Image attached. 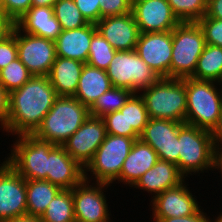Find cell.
<instances>
[{
    "mask_svg": "<svg viewBox=\"0 0 222 222\" xmlns=\"http://www.w3.org/2000/svg\"><path fill=\"white\" fill-rule=\"evenodd\" d=\"M185 178L176 164L159 159L133 186L151 194L153 192L152 198L154 199L165 190L182 183Z\"/></svg>",
    "mask_w": 222,
    "mask_h": 222,
    "instance_id": "obj_21",
    "label": "cell"
},
{
    "mask_svg": "<svg viewBox=\"0 0 222 222\" xmlns=\"http://www.w3.org/2000/svg\"><path fill=\"white\" fill-rule=\"evenodd\" d=\"M32 76L26 66L16 58L0 70V83L10 93L22 87Z\"/></svg>",
    "mask_w": 222,
    "mask_h": 222,
    "instance_id": "obj_34",
    "label": "cell"
},
{
    "mask_svg": "<svg viewBox=\"0 0 222 222\" xmlns=\"http://www.w3.org/2000/svg\"><path fill=\"white\" fill-rule=\"evenodd\" d=\"M218 153L222 156V148L218 151Z\"/></svg>",
    "mask_w": 222,
    "mask_h": 222,
    "instance_id": "obj_51",
    "label": "cell"
},
{
    "mask_svg": "<svg viewBox=\"0 0 222 222\" xmlns=\"http://www.w3.org/2000/svg\"><path fill=\"white\" fill-rule=\"evenodd\" d=\"M183 124L174 120L149 118L140 139L156 151L159 159L172 162L179 168L178 133Z\"/></svg>",
    "mask_w": 222,
    "mask_h": 222,
    "instance_id": "obj_14",
    "label": "cell"
},
{
    "mask_svg": "<svg viewBox=\"0 0 222 222\" xmlns=\"http://www.w3.org/2000/svg\"><path fill=\"white\" fill-rule=\"evenodd\" d=\"M0 165V222H3L27 214L26 179L6 160Z\"/></svg>",
    "mask_w": 222,
    "mask_h": 222,
    "instance_id": "obj_13",
    "label": "cell"
},
{
    "mask_svg": "<svg viewBox=\"0 0 222 222\" xmlns=\"http://www.w3.org/2000/svg\"><path fill=\"white\" fill-rule=\"evenodd\" d=\"M83 180L72 189L74 216L76 222H107L110 219L108 203L104 192L106 183H91Z\"/></svg>",
    "mask_w": 222,
    "mask_h": 222,
    "instance_id": "obj_11",
    "label": "cell"
},
{
    "mask_svg": "<svg viewBox=\"0 0 222 222\" xmlns=\"http://www.w3.org/2000/svg\"><path fill=\"white\" fill-rule=\"evenodd\" d=\"M3 222H42V220H41L40 216L26 214L21 217L7 219Z\"/></svg>",
    "mask_w": 222,
    "mask_h": 222,
    "instance_id": "obj_46",
    "label": "cell"
},
{
    "mask_svg": "<svg viewBox=\"0 0 222 222\" xmlns=\"http://www.w3.org/2000/svg\"><path fill=\"white\" fill-rule=\"evenodd\" d=\"M202 209H198L194 214L184 217L154 218L155 222H212Z\"/></svg>",
    "mask_w": 222,
    "mask_h": 222,
    "instance_id": "obj_41",
    "label": "cell"
},
{
    "mask_svg": "<svg viewBox=\"0 0 222 222\" xmlns=\"http://www.w3.org/2000/svg\"><path fill=\"white\" fill-rule=\"evenodd\" d=\"M159 160L156 151L141 139L135 140L131 151L124 160L120 176L117 179L130 187Z\"/></svg>",
    "mask_w": 222,
    "mask_h": 222,
    "instance_id": "obj_22",
    "label": "cell"
},
{
    "mask_svg": "<svg viewBox=\"0 0 222 222\" xmlns=\"http://www.w3.org/2000/svg\"><path fill=\"white\" fill-rule=\"evenodd\" d=\"M9 97L10 93L0 83V125L2 129L7 126L9 117Z\"/></svg>",
    "mask_w": 222,
    "mask_h": 222,
    "instance_id": "obj_42",
    "label": "cell"
},
{
    "mask_svg": "<svg viewBox=\"0 0 222 222\" xmlns=\"http://www.w3.org/2000/svg\"><path fill=\"white\" fill-rule=\"evenodd\" d=\"M197 23L203 30L206 44L222 47V19L204 16Z\"/></svg>",
    "mask_w": 222,
    "mask_h": 222,
    "instance_id": "obj_36",
    "label": "cell"
},
{
    "mask_svg": "<svg viewBox=\"0 0 222 222\" xmlns=\"http://www.w3.org/2000/svg\"><path fill=\"white\" fill-rule=\"evenodd\" d=\"M17 57L33 76H47L57 57L55 41L17 27Z\"/></svg>",
    "mask_w": 222,
    "mask_h": 222,
    "instance_id": "obj_10",
    "label": "cell"
},
{
    "mask_svg": "<svg viewBox=\"0 0 222 222\" xmlns=\"http://www.w3.org/2000/svg\"><path fill=\"white\" fill-rule=\"evenodd\" d=\"M101 19L132 12L129 0H100Z\"/></svg>",
    "mask_w": 222,
    "mask_h": 222,
    "instance_id": "obj_39",
    "label": "cell"
},
{
    "mask_svg": "<svg viewBox=\"0 0 222 222\" xmlns=\"http://www.w3.org/2000/svg\"><path fill=\"white\" fill-rule=\"evenodd\" d=\"M31 7L32 0H3L0 10L16 23Z\"/></svg>",
    "mask_w": 222,
    "mask_h": 222,
    "instance_id": "obj_38",
    "label": "cell"
},
{
    "mask_svg": "<svg viewBox=\"0 0 222 222\" xmlns=\"http://www.w3.org/2000/svg\"><path fill=\"white\" fill-rule=\"evenodd\" d=\"M205 46L204 33L197 22H180L172 30L170 78L190 77Z\"/></svg>",
    "mask_w": 222,
    "mask_h": 222,
    "instance_id": "obj_6",
    "label": "cell"
},
{
    "mask_svg": "<svg viewBox=\"0 0 222 222\" xmlns=\"http://www.w3.org/2000/svg\"><path fill=\"white\" fill-rule=\"evenodd\" d=\"M84 179V168L65 151L62 145H55L48 152L47 181L62 190H72Z\"/></svg>",
    "mask_w": 222,
    "mask_h": 222,
    "instance_id": "obj_19",
    "label": "cell"
},
{
    "mask_svg": "<svg viewBox=\"0 0 222 222\" xmlns=\"http://www.w3.org/2000/svg\"><path fill=\"white\" fill-rule=\"evenodd\" d=\"M61 190L46 180H26L27 214L41 216Z\"/></svg>",
    "mask_w": 222,
    "mask_h": 222,
    "instance_id": "obj_26",
    "label": "cell"
},
{
    "mask_svg": "<svg viewBox=\"0 0 222 222\" xmlns=\"http://www.w3.org/2000/svg\"><path fill=\"white\" fill-rule=\"evenodd\" d=\"M40 218L42 222H76L72 190H61Z\"/></svg>",
    "mask_w": 222,
    "mask_h": 222,
    "instance_id": "obj_28",
    "label": "cell"
},
{
    "mask_svg": "<svg viewBox=\"0 0 222 222\" xmlns=\"http://www.w3.org/2000/svg\"><path fill=\"white\" fill-rule=\"evenodd\" d=\"M116 51L117 50H115L97 30L92 36L88 61L86 63L93 67L106 70L114 58Z\"/></svg>",
    "mask_w": 222,
    "mask_h": 222,
    "instance_id": "obj_31",
    "label": "cell"
},
{
    "mask_svg": "<svg viewBox=\"0 0 222 222\" xmlns=\"http://www.w3.org/2000/svg\"><path fill=\"white\" fill-rule=\"evenodd\" d=\"M186 88L185 123L212 132L222 109V88L217 82L184 78ZM222 87V86H221Z\"/></svg>",
    "mask_w": 222,
    "mask_h": 222,
    "instance_id": "obj_3",
    "label": "cell"
},
{
    "mask_svg": "<svg viewBox=\"0 0 222 222\" xmlns=\"http://www.w3.org/2000/svg\"><path fill=\"white\" fill-rule=\"evenodd\" d=\"M17 57V26L15 25L12 33L0 42V70Z\"/></svg>",
    "mask_w": 222,
    "mask_h": 222,
    "instance_id": "obj_37",
    "label": "cell"
},
{
    "mask_svg": "<svg viewBox=\"0 0 222 222\" xmlns=\"http://www.w3.org/2000/svg\"><path fill=\"white\" fill-rule=\"evenodd\" d=\"M89 116V108L74 96H58L33 135L40 140L63 145Z\"/></svg>",
    "mask_w": 222,
    "mask_h": 222,
    "instance_id": "obj_2",
    "label": "cell"
},
{
    "mask_svg": "<svg viewBox=\"0 0 222 222\" xmlns=\"http://www.w3.org/2000/svg\"><path fill=\"white\" fill-rule=\"evenodd\" d=\"M53 11L62 30L77 29L88 24L73 0H57Z\"/></svg>",
    "mask_w": 222,
    "mask_h": 222,
    "instance_id": "obj_30",
    "label": "cell"
},
{
    "mask_svg": "<svg viewBox=\"0 0 222 222\" xmlns=\"http://www.w3.org/2000/svg\"><path fill=\"white\" fill-rule=\"evenodd\" d=\"M184 183L185 180L151 200L153 218L184 217L194 214L201 207Z\"/></svg>",
    "mask_w": 222,
    "mask_h": 222,
    "instance_id": "obj_17",
    "label": "cell"
},
{
    "mask_svg": "<svg viewBox=\"0 0 222 222\" xmlns=\"http://www.w3.org/2000/svg\"><path fill=\"white\" fill-rule=\"evenodd\" d=\"M112 86L106 70L84 64L74 97L89 109Z\"/></svg>",
    "mask_w": 222,
    "mask_h": 222,
    "instance_id": "obj_25",
    "label": "cell"
},
{
    "mask_svg": "<svg viewBox=\"0 0 222 222\" xmlns=\"http://www.w3.org/2000/svg\"><path fill=\"white\" fill-rule=\"evenodd\" d=\"M6 161L26 180H46L48 152L54 143L36 138L33 134L18 135Z\"/></svg>",
    "mask_w": 222,
    "mask_h": 222,
    "instance_id": "obj_7",
    "label": "cell"
},
{
    "mask_svg": "<svg viewBox=\"0 0 222 222\" xmlns=\"http://www.w3.org/2000/svg\"><path fill=\"white\" fill-rule=\"evenodd\" d=\"M106 135L102 117L90 115L62 146L75 161L85 168L105 140Z\"/></svg>",
    "mask_w": 222,
    "mask_h": 222,
    "instance_id": "obj_12",
    "label": "cell"
},
{
    "mask_svg": "<svg viewBox=\"0 0 222 222\" xmlns=\"http://www.w3.org/2000/svg\"><path fill=\"white\" fill-rule=\"evenodd\" d=\"M58 95L48 76H32L22 87L10 92L7 133L33 134L54 105Z\"/></svg>",
    "mask_w": 222,
    "mask_h": 222,
    "instance_id": "obj_1",
    "label": "cell"
},
{
    "mask_svg": "<svg viewBox=\"0 0 222 222\" xmlns=\"http://www.w3.org/2000/svg\"><path fill=\"white\" fill-rule=\"evenodd\" d=\"M15 25L24 33L55 41L62 28L51 7H31Z\"/></svg>",
    "mask_w": 222,
    "mask_h": 222,
    "instance_id": "obj_23",
    "label": "cell"
},
{
    "mask_svg": "<svg viewBox=\"0 0 222 222\" xmlns=\"http://www.w3.org/2000/svg\"><path fill=\"white\" fill-rule=\"evenodd\" d=\"M179 171L188 177L203 172L213 171L216 149L210 131L184 123L178 133Z\"/></svg>",
    "mask_w": 222,
    "mask_h": 222,
    "instance_id": "obj_5",
    "label": "cell"
},
{
    "mask_svg": "<svg viewBox=\"0 0 222 222\" xmlns=\"http://www.w3.org/2000/svg\"><path fill=\"white\" fill-rule=\"evenodd\" d=\"M134 92L125 88L111 87L103 95L99 96L89 109L90 115L103 117L107 114L120 110Z\"/></svg>",
    "mask_w": 222,
    "mask_h": 222,
    "instance_id": "obj_29",
    "label": "cell"
},
{
    "mask_svg": "<svg viewBox=\"0 0 222 222\" xmlns=\"http://www.w3.org/2000/svg\"><path fill=\"white\" fill-rule=\"evenodd\" d=\"M149 118L185 123L186 88L184 78H160L141 91Z\"/></svg>",
    "mask_w": 222,
    "mask_h": 222,
    "instance_id": "obj_4",
    "label": "cell"
},
{
    "mask_svg": "<svg viewBox=\"0 0 222 222\" xmlns=\"http://www.w3.org/2000/svg\"><path fill=\"white\" fill-rule=\"evenodd\" d=\"M211 135L213 137V143H214L216 152H218L222 148V109L219 115L217 126L211 132Z\"/></svg>",
    "mask_w": 222,
    "mask_h": 222,
    "instance_id": "obj_45",
    "label": "cell"
},
{
    "mask_svg": "<svg viewBox=\"0 0 222 222\" xmlns=\"http://www.w3.org/2000/svg\"><path fill=\"white\" fill-rule=\"evenodd\" d=\"M142 1H145V0H129V3L131 5V7H133L135 4L142 2Z\"/></svg>",
    "mask_w": 222,
    "mask_h": 222,
    "instance_id": "obj_49",
    "label": "cell"
},
{
    "mask_svg": "<svg viewBox=\"0 0 222 222\" xmlns=\"http://www.w3.org/2000/svg\"><path fill=\"white\" fill-rule=\"evenodd\" d=\"M140 33L172 31L180 21L167 0H145L132 7Z\"/></svg>",
    "mask_w": 222,
    "mask_h": 222,
    "instance_id": "obj_16",
    "label": "cell"
},
{
    "mask_svg": "<svg viewBox=\"0 0 222 222\" xmlns=\"http://www.w3.org/2000/svg\"><path fill=\"white\" fill-rule=\"evenodd\" d=\"M15 26V23L0 10V42L8 37Z\"/></svg>",
    "mask_w": 222,
    "mask_h": 222,
    "instance_id": "obj_43",
    "label": "cell"
},
{
    "mask_svg": "<svg viewBox=\"0 0 222 222\" xmlns=\"http://www.w3.org/2000/svg\"><path fill=\"white\" fill-rule=\"evenodd\" d=\"M213 169L220 170L222 175V156L218 152L215 155Z\"/></svg>",
    "mask_w": 222,
    "mask_h": 222,
    "instance_id": "obj_48",
    "label": "cell"
},
{
    "mask_svg": "<svg viewBox=\"0 0 222 222\" xmlns=\"http://www.w3.org/2000/svg\"><path fill=\"white\" fill-rule=\"evenodd\" d=\"M180 22H197L206 14L207 0H167Z\"/></svg>",
    "mask_w": 222,
    "mask_h": 222,
    "instance_id": "obj_33",
    "label": "cell"
},
{
    "mask_svg": "<svg viewBox=\"0 0 222 222\" xmlns=\"http://www.w3.org/2000/svg\"><path fill=\"white\" fill-rule=\"evenodd\" d=\"M106 73L112 86L134 93H140L160 79L135 50L116 51Z\"/></svg>",
    "mask_w": 222,
    "mask_h": 222,
    "instance_id": "obj_9",
    "label": "cell"
},
{
    "mask_svg": "<svg viewBox=\"0 0 222 222\" xmlns=\"http://www.w3.org/2000/svg\"><path fill=\"white\" fill-rule=\"evenodd\" d=\"M57 0H32V7L44 6L53 8Z\"/></svg>",
    "mask_w": 222,
    "mask_h": 222,
    "instance_id": "obj_47",
    "label": "cell"
},
{
    "mask_svg": "<svg viewBox=\"0 0 222 222\" xmlns=\"http://www.w3.org/2000/svg\"><path fill=\"white\" fill-rule=\"evenodd\" d=\"M135 51L160 78H170L172 31L140 33Z\"/></svg>",
    "mask_w": 222,
    "mask_h": 222,
    "instance_id": "obj_15",
    "label": "cell"
},
{
    "mask_svg": "<svg viewBox=\"0 0 222 222\" xmlns=\"http://www.w3.org/2000/svg\"><path fill=\"white\" fill-rule=\"evenodd\" d=\"M204 16L222 19V0H207V9Z\"/></svg>",
    "mask_w": 222,
    "mask_h": 222,
    "instance_id": "obj_44",
    "label": "cell"
},
{
    "mask_svg": "<svg viewBox=\"0 0 222 222\" xmlns=\"http://www.w3.org/2000/svg\"><path fill=\"white\" fill-rule=\"evenodd\" d=\"M190 77L222 85V47L206 44Z\"/></svg>",
    "mask_w": 222,
    "mask_h": 222,
    "instance_id": "obj_27",
    "label": "cell"
},
{
    "mask_svg": "<svg viewBox=\"0 0 222 222\" xmlns=\"http://www.w3.org/2000/svg\"><path fill=\"white\" fill-rule=\"evenodd\" d=\"M96 27L115 50L136 49L140 32L132 12L102 18L96 23Z\"/></svg>",
    "mask_w": 222,
    "mask_h": 222,
    "instance_id": "obj_18",
    "label": "cell"
},
{
    "mask_svg": "<svg viewBox=\"0 0 222 222\" xmlns=\"http://www.w3.org/2000/svg\"><path fill=\"white\" fill-rule=\"evenodd\" d=\"M102 119L107 134L140 139V136L134 130H127L126 103L120 110L107 114Z\"/></svg>",
    "mask_w": 222,
    "mask_h": 222,
    "instance_id": "obj_35",
    "label": "cell"
},
{
    "mask_svg": "<svg viewBox=\"0 0 222 222\" xmlns=\"http://www.w3.org/2000/svg\"><path fill=\"white\" fill-rule=\"evenodd\" d=\"M135 140L137 139L107 134L92 160L84 168L85 180L90 181L87 174L90 172L91 177L95 176V182L114 183L120 176L124 160L131 151Z\"/></svg>",
    "mask_w": 222,
    "mask_h": 222,
    "instance_id": "obj_8",
    "label": "cell"
},
{
    "mask_svg": "<svg viewBox=\"0 0 222 222\" xmlns=\"http://www.w3.org/2000/svg\"><path fill=\"white\" fill-rule=\"evenodd\" d=\"M88 23L96 24L101 19L100 0H73Z\"/></svg>",
    "mask_w": 222,
    "mask_h": 222,
    "instance_id": "obj_40",
    "label": "cell"
},
{
    "mask_svg": "<svg viewBox=\"0 0 222 222\" xmlns=\"http://www.w3.org/2000/svg\"><path fill=\"white\" fill-rule=\"evenodd\" d=\"M96 31V24L92 23L77 29L62 30L55 40L56 56L85 64L88 61L92 36Z\"/></svg>",
    "mask_w": 222,
    "mask_h": 222,
    "instance_id": "obj_20",
    "label": "cell"
},
{
    "mask_svg": "<svg viewBox=\"0 0 222 222\" xmlns=\"http://www.w3.org/2000/svg\"><path fill=\"white\" fill-rule=\"evenodd\" d=\"M127 130H134L139 136L148 123L149 116L143 98L134 93L126 102Z\"/></svg>",
    "mask_w": 222,
    "mask_h": 222,
    "instance_id": "obj_32",
    "label": "cell"
},
{
    "mask_svg": "<svg viewBox=\"0 0 222 222\" xmlns=\"http://www.w3.org/2000/svg\"><path fill=\"white\" fill-rule=\"evenodd\" d=\"M213 222H222V212H220V214L218 215V217L215 218Z\"/></svg>",
    "mask_w": 222,
    "mask_h": 222,
    "instance_id": "obj_50",
    "label": "cell"
},
{
    "mask_svg": "<svg viewBox=\"0 0 222 222\" xmlns=\"http://www.w3.org/2000/svg\"><path fill=\"white\" fill-rule=\"evenodd\" d=\"M84 63L57 56L48 76L58 96H74Z\"/></svg>",
    "mask_w": 222,
    "mask_h": 222,
    "instance_id": "obj_24",
    "label": "cell"
}]
</instances>
